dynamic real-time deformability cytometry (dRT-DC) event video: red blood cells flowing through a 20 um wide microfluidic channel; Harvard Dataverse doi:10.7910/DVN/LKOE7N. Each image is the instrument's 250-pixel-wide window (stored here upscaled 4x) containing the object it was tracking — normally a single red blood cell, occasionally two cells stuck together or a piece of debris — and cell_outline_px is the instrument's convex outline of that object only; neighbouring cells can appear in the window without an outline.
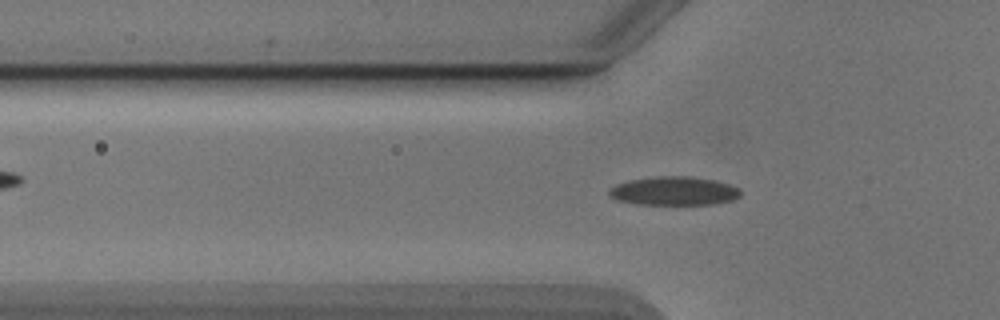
{"species": "Egyptian fruit bat (a non-hibernating species)", "species_latin": "Rousettus aegyptiacus", "temperature_condition": "cold", "stored_images_in_passage": 33, "camera_frame_rate_fps": 3000, "um_per_image_px": 0.085, "animal": {"sex": "male"}, "frame": {"image": 1, "passage_image": 8, "time_ms": 2.333, "image_size_px": [1000, 320], "cell_outline_px": [[740, 196], [732, 200], [716, 204], [636, 204], [616, 200], [608, 196], [608, 188], [616, 184], [628, 180], [656, 176], [692, 176], [716, 180], [740, 188]], "centroid_in_image_um": [57.26, 16.22], "position_along_channel_um": 68.5, "area_um2": 22.25}}
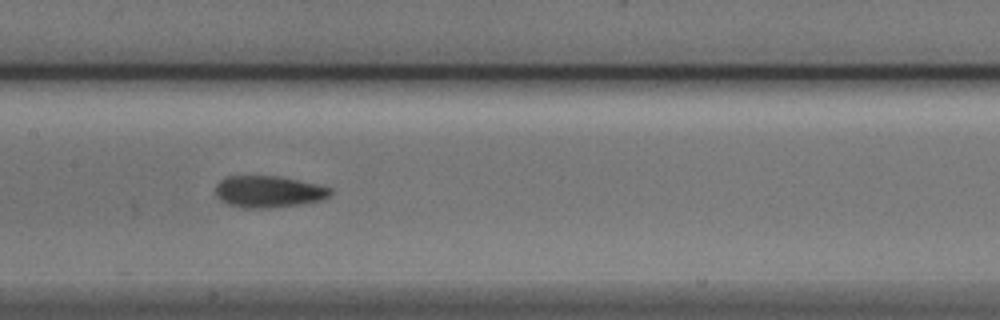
{"frame": {"image": 2, "passage_image": 17, "time_ms": 5.333, "image_size_px": [1000, 320], "cell_outline_px": [[332, 196], [320, 200], [304, 204], [268, 208], [240, 208], [228, 204], [220, 200], [216, 196], [216, 184], [220, 180], [228, 176], [280, 176], [316, 184], [332, 188]], "centroid_in_image_um": [22.84, 16.3], "position_along_channel_um": 184.6, "area_um2": 21.44}}
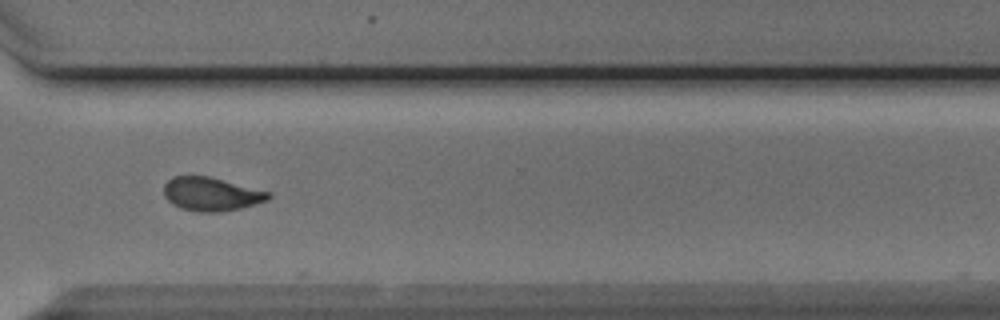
{"frame": {"image": 3, "passage_image": 30, "time_ms": 9.667, "image_size_px": [1000, 320], "cell_outline_px": [[272, 196], [268, 200], [240, 208], [220, 212], [196, 212], [180, 208], [172, 204], [164, 196], [164, 184], [172, 176], [208, 176], [272, 192]], "centroid_in_image_um": [17.95, 16.5], "position_along_channel_um": 352.6, "area_um2": 20.58}, "authors_computed_cell_mechanics": {"area_um2": 21.2704, "velocity_mm_per_s": 3.8809, "shape_relaxation_time_tau1_ms": null, "shape_relaxation_time_tau2_ms": 1.6494, "deformation_change_tau1": null, "deformation_change_tau2": 0.054}}